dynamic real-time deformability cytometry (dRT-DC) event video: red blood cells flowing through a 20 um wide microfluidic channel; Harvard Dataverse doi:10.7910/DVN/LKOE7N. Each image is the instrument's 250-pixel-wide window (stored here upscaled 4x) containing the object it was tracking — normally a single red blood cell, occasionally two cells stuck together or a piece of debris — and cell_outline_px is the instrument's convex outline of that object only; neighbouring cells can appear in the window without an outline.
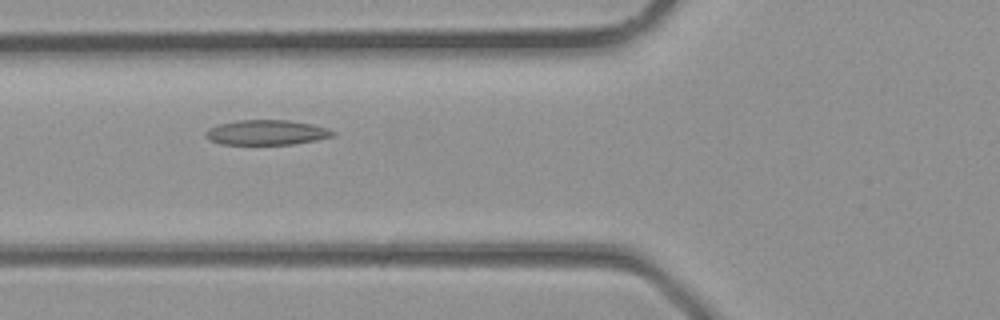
{"species": "common noctule bat (a hibernating species)", "species_latin": "Nyctalus noctula", "temperature_condition": "room temperature", "stored_images_in_passage": 26, "camera_frame_rate_fps": 3000, "um_per_image_px": 0.085, "animal": {"sex": "male", "body_mass_g": 23.1, "forearm_length_mm": 52.7}, "frame": {"image": 1, "passage_image": 4, "time_ms": 1.0, "image_size_px": [1000, 320], "cell_outline_px": [[336, 132], [332, 136], [316, 140], [292, 144], [220, 144], [208, 140], [204, 136], [204, 132], [208, 128], [220, 124], [236, 120], [288, 120], [312, 124], [328, 128]], "centroid_in_image_um": [22.61, 11.26], "position_along_channel_um": 103.2, "area_um2": 18.55}}
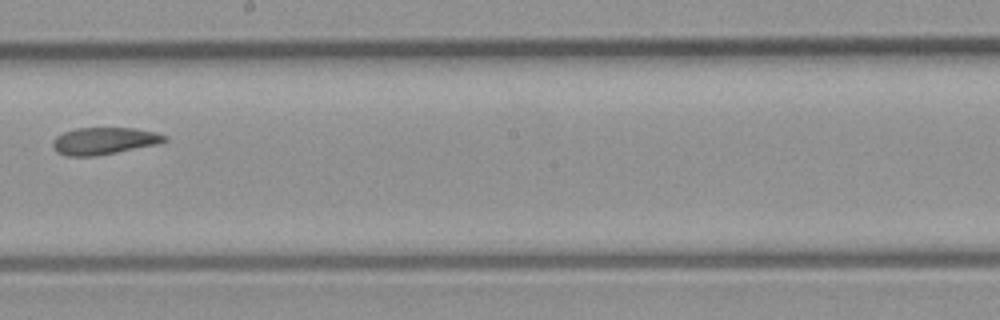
{"frame": {"image": 2, "passage_image": 11, "time_ms": 3.333, "image_size_px": [1000, 320], "cell_outline_px": [[168, 140], [156, 144], [96, 156], [68, 156], [56, 152], [52, 144], [52, 140], [56, 136], [64, 132], [76, 128], [132, 128], [156, 132], [168, 136]], "centroid_in_image_um": [8.82, 11.97], "position_along_channel_um": 239.4, "area_um2": 17.57}}
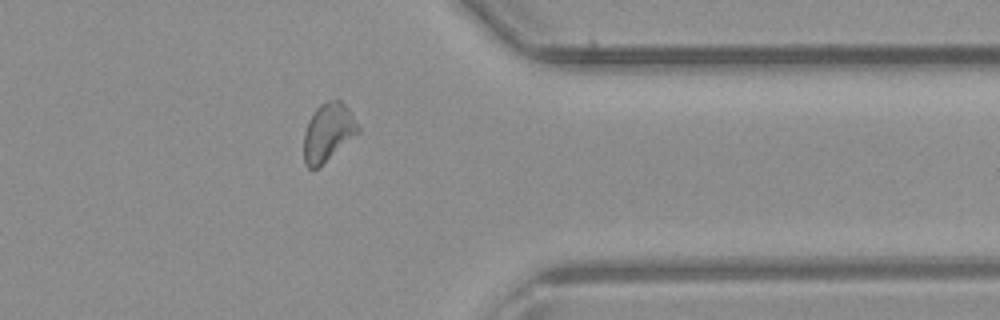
{"frame": {"image": 3, "passage_image": 19, "time_ms": 6.0, "image_size_px": [1000, 320], "cell_outline_px": [[360, 132], [316, 168], [308, 168], [304, 164], [304, 132], [308, 120], [316, 108], [320, 104], [328, 100], [340, 100], [348, 108], [360, 128]], "centroid_in_image_um": [27.87, 11.22], "position_along_channel_um": 383.5, "area_um2": 18.09}}